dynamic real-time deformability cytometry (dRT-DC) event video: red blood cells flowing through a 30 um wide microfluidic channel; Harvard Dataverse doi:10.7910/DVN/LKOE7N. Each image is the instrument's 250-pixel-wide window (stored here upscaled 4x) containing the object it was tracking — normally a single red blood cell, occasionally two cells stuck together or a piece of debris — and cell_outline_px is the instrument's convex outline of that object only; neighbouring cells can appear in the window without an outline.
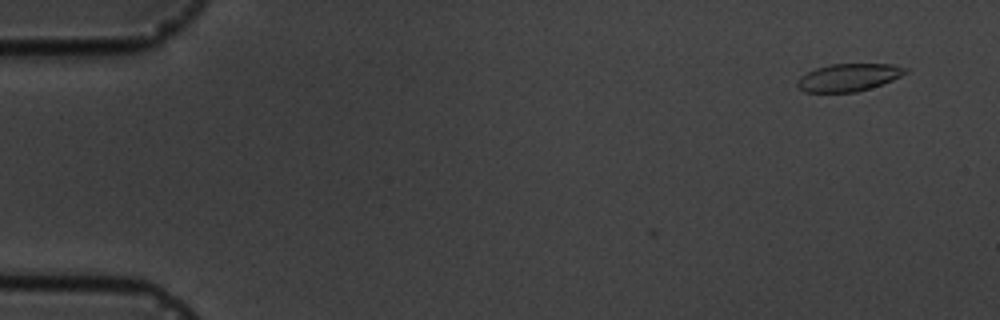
{"species": "common noctule bat (a hibernating species)", "species_latin": "Nyctalus noctula", "temperature_condition": "cold", "stored_images_in_passage": 3, "camera_frame_rate_fps": 3000, "um_per_image_px": 0.085, "animal": {"sex": "male", "body_mass_g": 19.5, "forearm_length_mm": 54.6}, "frame": {"image": 1, "passage_image": 3, "time_ms": 2.333, "image_size_px": [1000, 320], "cell_outline_px": [[908, 72], [892, 80], [856, 92], [804, 92], [796, 88], [796, 80], [800, 76], [816, 68], [828, 64], [892, 64], [908, 68]], "centroid_in_image_um": [72.08, 6.58], "position_along_channel_um": 12.9, "area_um2": 17.4}}